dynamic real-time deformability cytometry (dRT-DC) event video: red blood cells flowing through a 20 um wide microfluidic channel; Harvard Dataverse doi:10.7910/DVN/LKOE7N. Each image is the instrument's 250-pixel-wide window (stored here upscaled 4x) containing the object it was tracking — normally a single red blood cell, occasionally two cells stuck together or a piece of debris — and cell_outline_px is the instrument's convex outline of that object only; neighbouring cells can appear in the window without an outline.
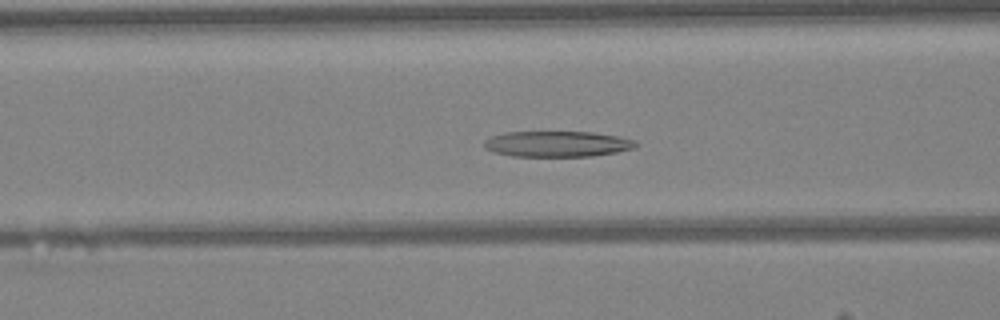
{"species": "Egyptian fruit bat (a non-hibernating species)", "species_latin": "Rousettus aegyptiacus", "temperature_condition": "warm", "stored_images_in_passage": 39, "camera_frame_rate_fps": 3000, "um_per_image_px": 0.085, "animal": {"sex": "female"}, "frame": {"image": 1, "passage_image": 10, "time_ms": 3.0, "image_size_px": [1000, 320], "cell_outline_px": [[640, 144], [636, 148], [616, 152], [592, 156], [512, 156], [496, 152], [484, 148], [484, 140], [492, 136], [504, 132], [592, 132], [616, 136], [636, 140]], "centroid_in_image_um": [47.4, 12.23], "position_along_channel_um": 119.2, "area_um2": 22.77}}
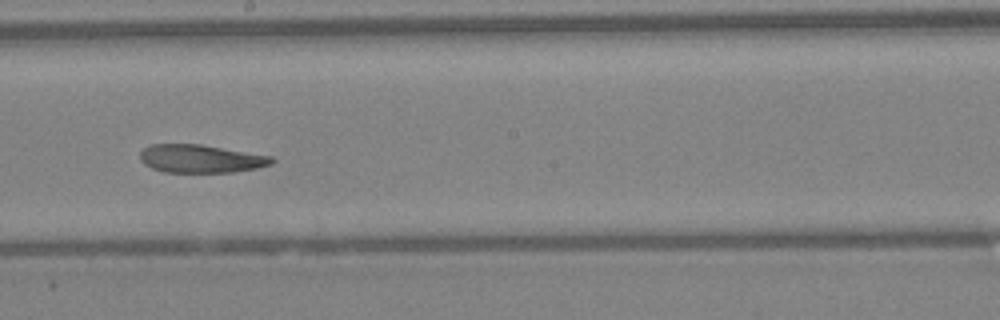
{"frame": {"image": 2, "passage_image": 18, "time_ms": 5.667, "image_size_px": [1000, 320], "cell_outline_px": [[276, 160], [272, 164], [256, 168], [232, 172], [164, 172], [152, 168], [144, 164], [140, 160], [140, 152], [144, 148], [152, 144], [200, 144], [272, 156]], "centroid_in_image_um": [17.06, 13.49], "position_along_channel_um": 231.1, "area_um2": 21.56}}
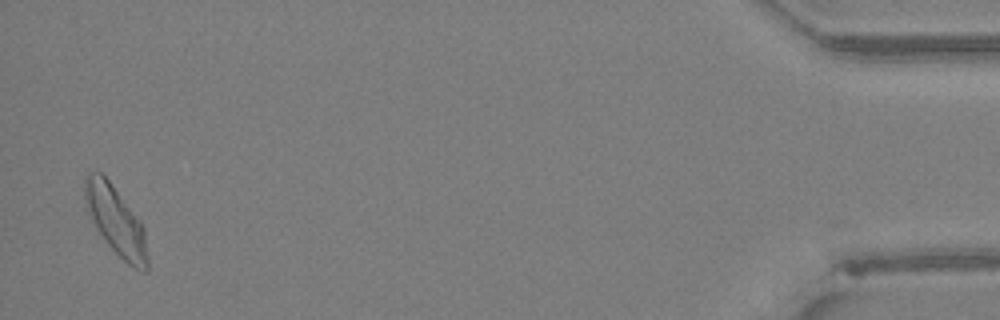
{"frame": {"image": 3, "passage_image": 38, "time_ms": 12.333, "image_size_px": [1000, 320], "cell_outline_px": [[148, 272], [140, 272], [132, 268], [108, 244], [84, 208], [84, 176], [88, 172], [100, 172], [108, 180], [140, 220], [144, 228], [148, 256]], "centroid_in_image_um": [9.84, 18.78], "position_along_channel_um": 425.4, "area_um2": 25.09}, "authors_computed_cell_mechanics": {"area_um2": 22.7732, "velocity_mm_per_s": 4.2301, "shape_relaxation_time_tau1_ms": null, "shape_relaxation_time_tau2_ms": 4.5711, "deformation_change_tau1": null, "deformation_change_tau2": 0.1501}}